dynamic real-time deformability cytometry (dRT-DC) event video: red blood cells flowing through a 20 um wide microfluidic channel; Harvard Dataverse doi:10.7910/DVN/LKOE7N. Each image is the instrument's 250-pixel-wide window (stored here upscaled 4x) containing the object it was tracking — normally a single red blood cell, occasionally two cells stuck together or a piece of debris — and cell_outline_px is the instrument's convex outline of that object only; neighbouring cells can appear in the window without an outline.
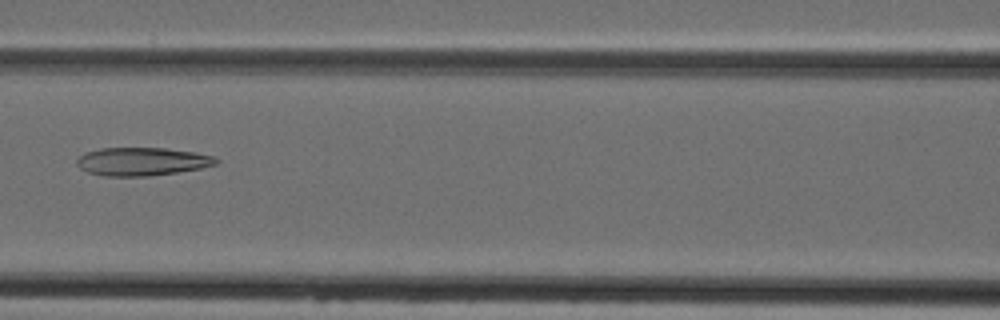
{"species": "Egyptian fruit bat (a non-hibernating species)", "species_latin": "Rousettus aegyptiacus", "temperature_condition": "cold", "stored_images_in_passage": 4, "camera_frame_rate_fps": 3000, "um_per_image_px": 0.085, "animal": {"sex": "female"}, "frame": {"image": 1, "passage_image": 4, "time_ms": 3.333, "image_size_px": [1000, 320], "cell_outline_px": [[220, 160], [216, 164], [200, 168], [176, 172], [148, 176], [104, 176], [88, 172], [80, 168], [76, 164], [76, 160], [84, 152], [100, 148], [164, 148], [192, 152], [212, 156]], "centroid_in_image_um": [12.02, 13.73], "position_along_channel_um": 154.6, "area_um2": 22.72}}